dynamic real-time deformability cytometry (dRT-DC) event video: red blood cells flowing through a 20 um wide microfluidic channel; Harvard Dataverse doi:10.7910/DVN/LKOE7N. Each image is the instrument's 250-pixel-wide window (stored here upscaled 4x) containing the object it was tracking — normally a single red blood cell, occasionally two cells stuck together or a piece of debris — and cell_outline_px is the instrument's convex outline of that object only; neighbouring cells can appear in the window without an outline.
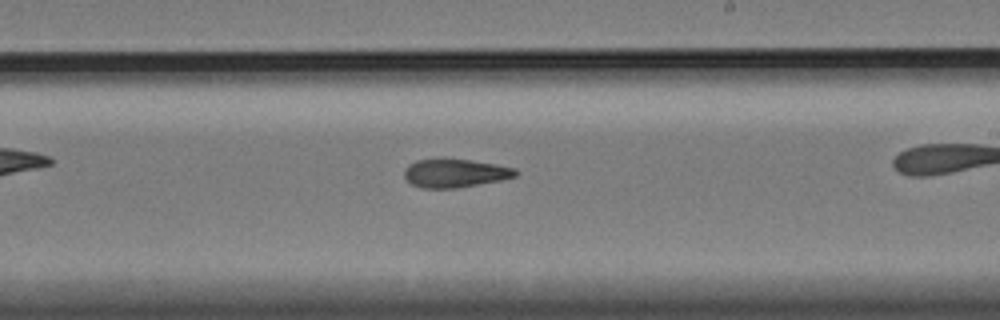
{"species": "Egyptian fruit bat (a non-hibernating species)", "species_latin": "Rousettus aegyptiacus", "temperature_condition": "cold", "stored_images_in_passage": 30, "camera_frame_rate_fps": 3000, "um_per_image_px": 0.085, "animal": {"sex": "female"}, "frame": {"image": 1, "passage_image": 18, "time_ms": 5.667, "image_size_px": [1000, 320], "cell_outline_px": [[520, 172], [516, 176], [500, 180], [456, 188], [424, 188], [412, 184], [404, 176], [404, 168], [408, 164], [416, 160], [436, 156], [440, 156], [472, 160], [496, 164], [516, 168]], "centroid_in_image_um": [38.65, 14.67], "position_along_channel_um": 250.3, "area_um2": 19.07}}